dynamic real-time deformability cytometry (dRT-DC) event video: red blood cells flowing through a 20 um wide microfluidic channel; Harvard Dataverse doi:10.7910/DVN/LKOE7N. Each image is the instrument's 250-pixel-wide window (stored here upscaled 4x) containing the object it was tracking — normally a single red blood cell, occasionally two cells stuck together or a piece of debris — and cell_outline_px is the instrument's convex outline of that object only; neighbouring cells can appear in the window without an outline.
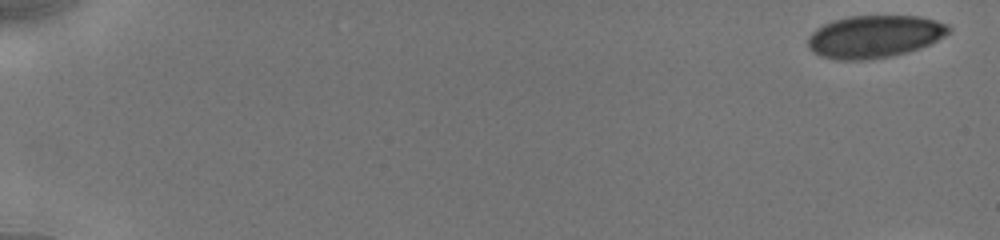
{"species": "human", "species_latin": "Homo sapiens", "temperature_condition": "cold", "stored_images_in_passage": 9, "camera_frame_rate_fps": 3000, "um_per_image_px": 0.085, "donor": {"sex": "male"}, "frame": {"image": 1, "passage_image": 1, "time_ms": 0.0, "image_size_px": [1000, 240], "cell_outline_px": [[952, 28], [944, 36], [920, 48], [892, 56], [864, 60], [836, 60], [820, 56], [812, 52], [808, 48], [808, 36], [816, 28], [832, 20], [848, 16], [920, 16], [936, 20], [948, 24]], "centroid_in_image_um": [74.3, 3.1], "position_along_channel_um": 10.7, "area_um2": 35.03}}
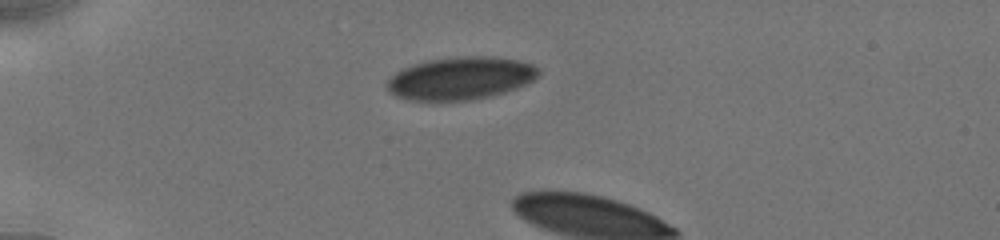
{"frame": {"image": 2, "passage_image": 7, "time_ms": 4.667, "image_size_px": [1000, 240], "cell_outline_px": [[540, 76], [536, 80], [516, 88], [504, 92], [488, 96], [468, 100], [408, 100], [396, 96], [388, 88], [388, 80], [396, 72], [412, 64], [428, 60], [460, 56], [496, 56], [520, 60], [532, 64], [540, 68]], "centroid_in_image_um": [39.22, 6.63], "position_along_channel_um": 45.8, "area_um2": 37.74}}